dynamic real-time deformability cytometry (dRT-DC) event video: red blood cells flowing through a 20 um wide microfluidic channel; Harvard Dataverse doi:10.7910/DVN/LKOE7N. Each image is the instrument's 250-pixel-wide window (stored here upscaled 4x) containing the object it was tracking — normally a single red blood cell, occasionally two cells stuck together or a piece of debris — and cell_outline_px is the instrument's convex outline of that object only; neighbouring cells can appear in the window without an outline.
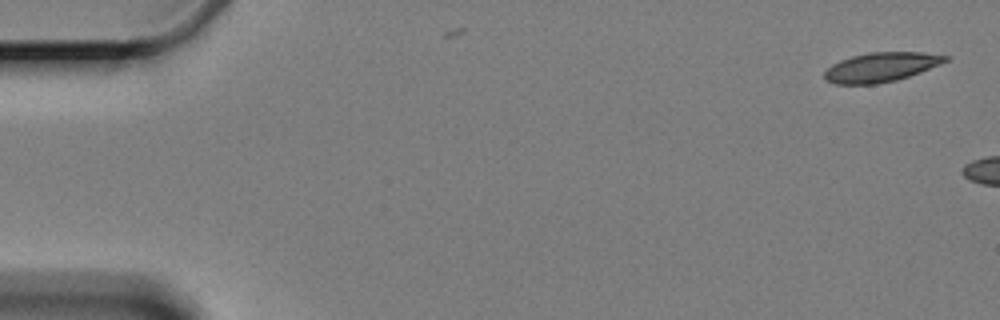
{"species": "Egyptian fruit bat (a non-hibernating species)", "species_latin": "Rousettus aegyptiacus", "temperature_condition": "cold", "stored_images_in_passage": 3, "camera_frame_rate_fps": 3000, "um_per_image_px": 0.085, "animal": {"sex": "female"}, "frame": {"image": 1, "passage_image": 1, "time_ms": 0.0, "image_size_px": [1000, 320], "cell_outline_px": [[952, 56], [948, 60], [940, 64], [920, 72], [896, 80], [876, 84], [836, 84], [824, 80], [824, 72], [832, 64], [840, 60], [852, 56], [868, 52], [924, 52]], "centroid_in_image_um": [74.89, 5.7], "position_along_channel_um": 10.1, "area_um2": 20.75}}